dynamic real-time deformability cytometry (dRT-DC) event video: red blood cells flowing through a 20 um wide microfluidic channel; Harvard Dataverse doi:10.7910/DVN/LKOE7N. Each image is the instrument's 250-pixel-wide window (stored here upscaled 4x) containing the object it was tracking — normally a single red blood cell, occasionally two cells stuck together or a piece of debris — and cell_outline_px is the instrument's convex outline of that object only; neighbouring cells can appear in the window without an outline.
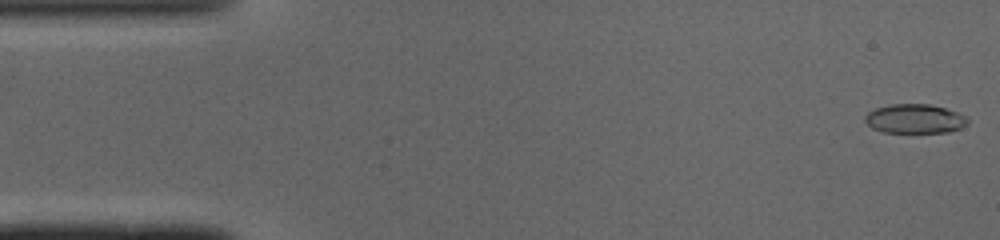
{"species": "common noctule bat (a hibernating species)", "species_latin": "Nyctalus noctula", "temperature_condition": "cold", "stored_images_in_passage": 48, "camera_frame_rate_fps": 3000, "um_per_image_px": 0.085, "animal": {"sex": "male", "body_mass_g": 19.0, "forearm_length_mm": 50.8}, "frame": {"image": 1, "passage_image": 1, "time_ms": 0.0, "image_size_px": [1000, 240], "cell_outline_px": [[968, 124], [960, 128], [948, 132], [884, 132], [872, 128], [864, 120], [864, 116], [868, 112], [876, 108], [888, 104], [928, 104], [944, 108], [968, 116]], "centroid_in_image_um": [77.75, 10.09], "position_along_channel_um": 7.2, "area_um2": 17.46}}
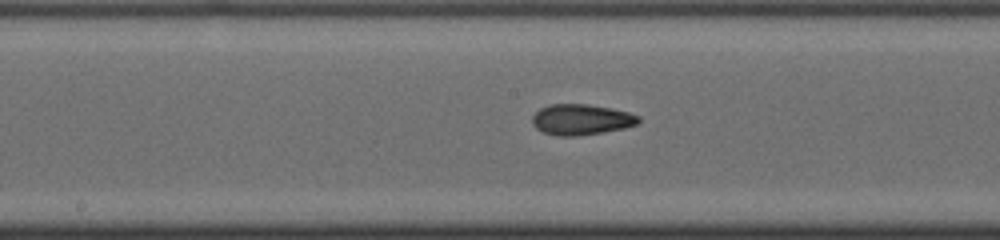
{"frame": {"image": 2, "passage_image": 24, "time_ms": 7.667, "image_size_px": [1000, 240], "cell_outline_px": [[640, 120], [636, 124], [624, 128], [576, 136], [556, 136], [544, 132], [536, 128], [532, 124], [532, 116], [540, 108], [548, 104], [588, 104], [612, 108], [628, 112], [640, 116]], "centroid_in_image_um": [49.38, 10.15], "position_along_channel_um": 198.8, "area_um2": 19.02}}
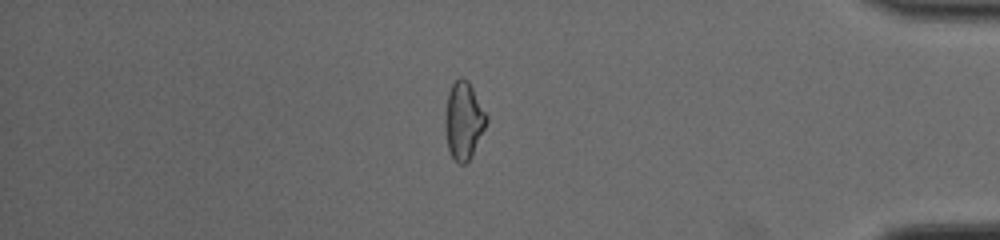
{"frame": {"image": 3, "passage_image": 41, "time_ms": 13.333, "image_size_px": [1000, 240], "cell_outline_px": [[488, 120], [472, 156], [464, 164], [456, 164], [448, 148], [444, 128], [444, 112], [448, 92], [452, 84], [460, 76], [468, 80], [488, 116]], "centroid_in_image_um": [39.39, 10.25], "position_along_channel_um": 395.8, "area_um2": 18.9}, "authors_computed_cell_mechanics": {"area_um2": 18.6405, "velocity_mm_per_s": 4.1215, "shape_relaxation_time_tau1_ms": null, "shape_relaxation_time_tau2_ms": 2.7817, "deformation_change_tau1": null, "deformation_change_tau2": 0.0958}}